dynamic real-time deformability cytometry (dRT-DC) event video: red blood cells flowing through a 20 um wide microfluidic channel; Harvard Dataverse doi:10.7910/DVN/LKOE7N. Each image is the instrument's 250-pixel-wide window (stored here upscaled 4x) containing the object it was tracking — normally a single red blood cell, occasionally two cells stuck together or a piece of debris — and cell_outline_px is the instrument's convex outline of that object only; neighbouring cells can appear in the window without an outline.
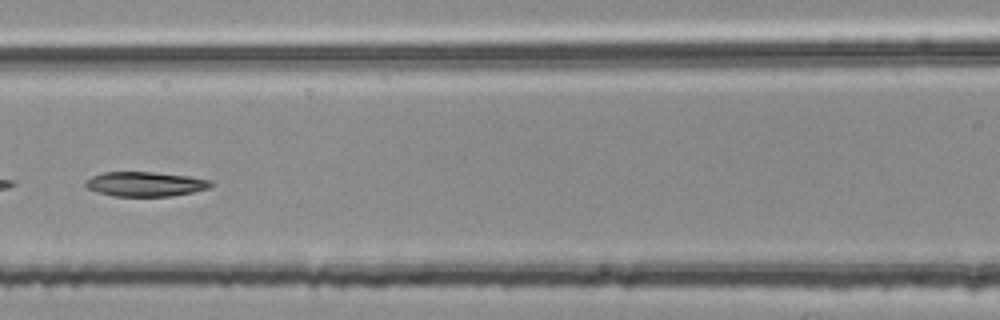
{"species": "common noctule bat (a hibernating species)", "species_latin": "Nyctalus noctula", "temperature_condition": "room temperature", "stored_images_in_passage": 5, "segment_of_instrument_passage": [2, 2], "camera_frame_rate_fps": 3000, "um_per_image_px": 0.085, "animal": {"sex": "female", "body_mass_g": 25.1}, "frame": {"image": 1, "passage_image": 5, "time_ms": 1.333, "image_size_px": [1000, 320], "cell_outline_px": [[216, 184], [208, 188], [192, 192], [172, 196], [112, 196], [96, 192], [88, 188], [84, 184], [84, 180], [92, 176], [104, 172], [156, 172], [188, 176], [212, 180]], "centroid_in_image_um": [12.35, 15.64], "position_along_channel_um": 154.2, "area_um2": 18.15}}